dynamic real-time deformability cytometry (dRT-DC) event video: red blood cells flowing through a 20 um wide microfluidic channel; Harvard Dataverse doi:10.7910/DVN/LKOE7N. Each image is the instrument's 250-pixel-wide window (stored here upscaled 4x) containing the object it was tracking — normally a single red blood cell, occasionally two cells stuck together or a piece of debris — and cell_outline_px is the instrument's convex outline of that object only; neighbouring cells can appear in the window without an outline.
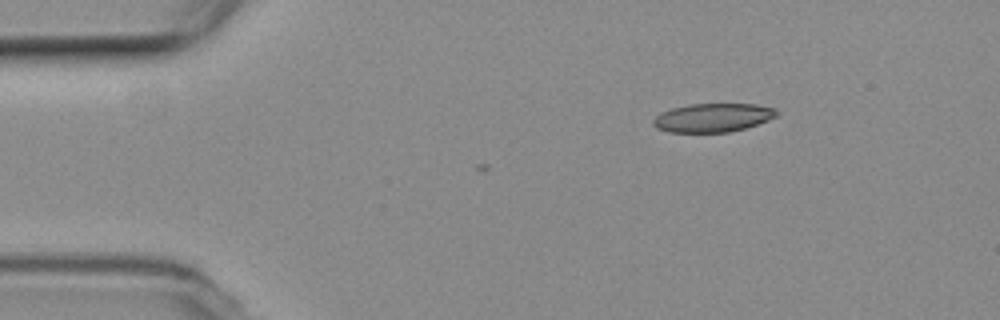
{"species": "common noctule bat (a hibernating species)", "species_latin": "Nyctalus noctula", "temperature_condition": "room temperature", "stored_images_in_passage": 2, "camera_frame_rate_fps": 3000, "um_per_image_px": 0.085, "animal": {"sex": "female", "body_mass_g": 19.3, "forearm_length_mm": 54.1}, "frame": {"image": 1, "passage_image": 2, "time_ms": 0.333, "image_size_px": [1000, 320], "cell_outline_px": [[776, 116], [768, 120], [744, 128], [728, 132], [668, 132], [656, 128], [652, 124], [652, 120], [660, 112], [672, 108], [688, 104], [756, 104], [776, 108]], "centroid_in_image_um": [60.54, 10.0], "position_along_channel_um": 24.5, "area_um2": 20.58}}